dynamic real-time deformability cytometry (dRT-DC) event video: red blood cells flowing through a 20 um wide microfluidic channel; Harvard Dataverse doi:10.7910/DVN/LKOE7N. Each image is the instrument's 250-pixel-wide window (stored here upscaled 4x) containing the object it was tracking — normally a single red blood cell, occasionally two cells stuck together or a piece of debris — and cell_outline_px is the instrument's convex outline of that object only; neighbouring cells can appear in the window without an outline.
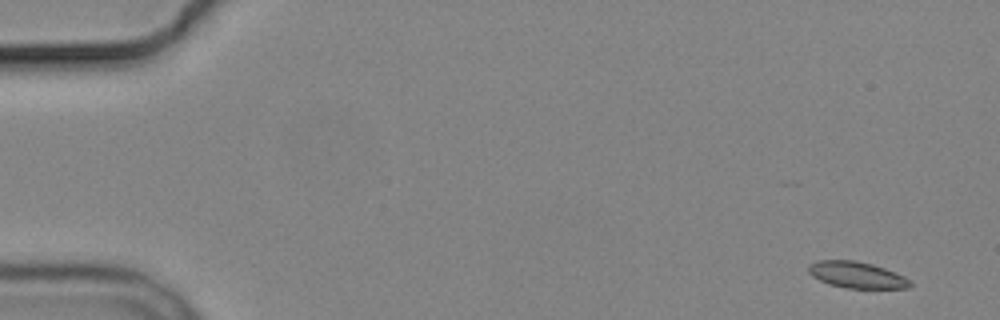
{"species": "common noctule bat (a hibernating species)", "species_latin": "Nyctalus noctula", "temperature_condition": "cold", "stored_images_in_passage": 6, "camera_frame_rate_fps": 3000, "um_per_image_px": 0.085, "animal": {"sex": "male", "body_mass_g": 19.2, "forearm_length_mm": 51.8}, "frame": {"image": 1, "passage_image": 1, "time_ms": 0.0, "image_size_px": [1000, 320], "cell_outline_px": [[912, 284], [908, 288], [844, 288], [828, 284], [812, 276], [808, 272], [808, 264], [816, 260], [856, 260], [872, 264], [884, 268], [904, 276], [912, 280]], "centroid_in_image_um": [72.8, 23.36], "position_along_channel_um": 12.2, "area_um2": 15.78}}
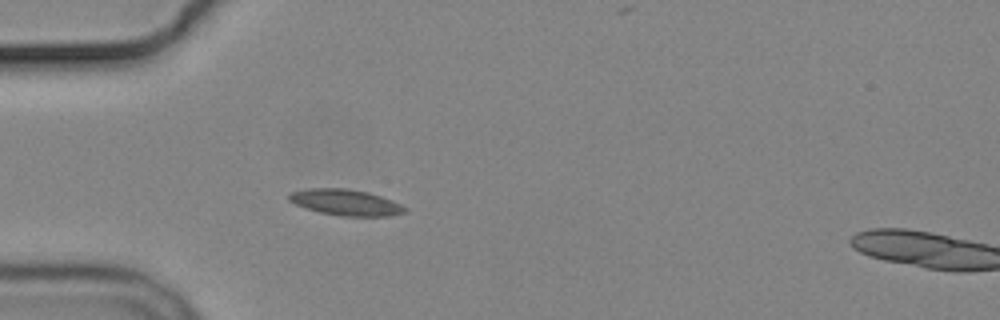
{"frame": {"image": 2, "passage_image": 5, "time_ms": 4.667, "image_size_px": [1000, 320], "cell_outline_px": [[408, 208], [404, 212], [388, 216], [340, 216], [320, 212], [296, 204], [288, 200], [288, 192], [308, 188], [348, 188], [368, 192], [392, 200]], "centroid_in_image_um": [29.36, 17.19], "position_along_channel_um": 55.6, "area_um2": 17.57}}